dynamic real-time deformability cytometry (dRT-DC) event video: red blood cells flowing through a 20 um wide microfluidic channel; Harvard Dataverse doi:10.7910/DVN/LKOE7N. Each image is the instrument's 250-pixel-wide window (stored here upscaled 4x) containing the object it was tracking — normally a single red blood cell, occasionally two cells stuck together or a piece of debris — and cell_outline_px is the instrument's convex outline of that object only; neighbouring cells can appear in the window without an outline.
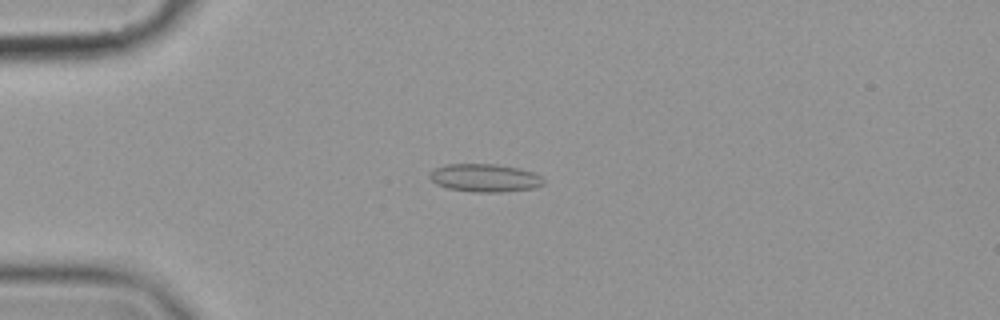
{"species": "common noctule bat (a hibernating species)", "species_latin": "Nyctalus noctula", "temperature_condition": "cold", "stored_images_in_passage": 57, "camera_frame_rate_fps": 3000, "um_per_image_px": 0.085, "animal": {"sex": "female", "body_mass_g": 19.9}, "frame": {"image": 1, "passage_image": 15, "time_ms": 4.667, "image_size_px": [1000, 320], "cell_outline_px": [[544, 184], [532, 188], [500, 192], [476, 192], [448, 188], [436, 184], [428, 176], [436, 168], [444, 164], [496, 164], [516, 168], [532, 172], [540, 176], [544, 180]], "centroid_in_image_um": [41.19, 15.12], "position_along_channel_um": 43.8, "area_um2": 18.32}}
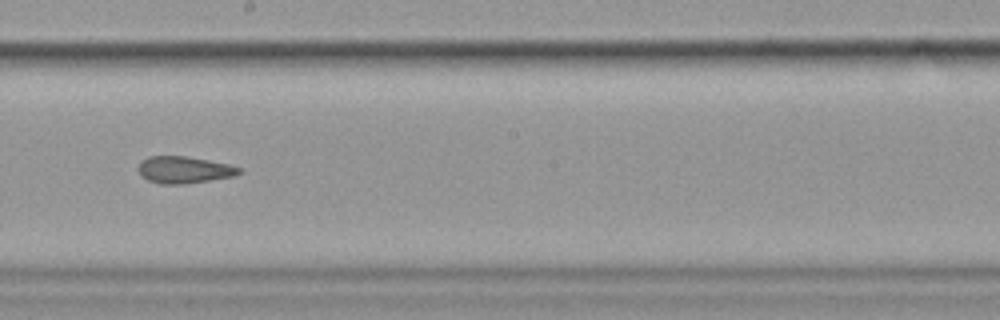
{"frame": {"image": 2, "passage_image": 33, "time_ms": 10.667, "image_size_px": [1000, 320], "cell_outline_px": [[244, 172], [232, 176], [184, 184], [160, 184], [148, 180], [140, 176], [140, 160], [148, 156], [188, 156], [228, 164], [240, 168]], "centroid_in_image_um": [15.63, 14.43], "position_along_channel_um": 232.6, "area_um2": 15.72}}
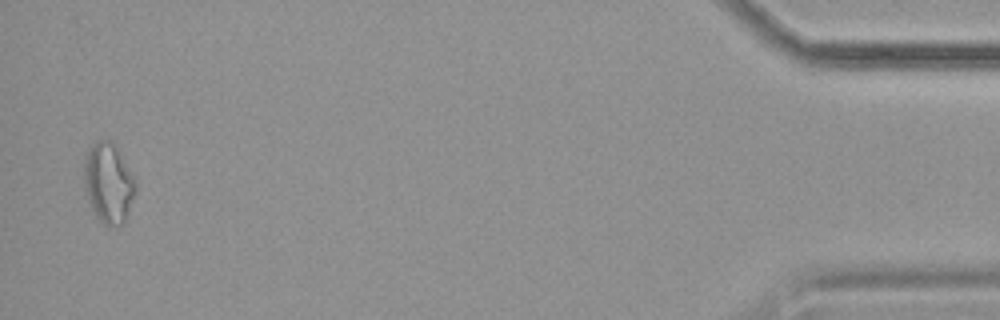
{"frame": {"image": 3, "passage_image": 56, "time_ms": 18.333, "image_size_px": [1000, 320], "cell_outline_px": [[136, 196], [128, 216], [124, 224], [120, 228], [108, 228], [96, 216], [92, 208], [84, 184], [84, 160], [92, 144], [96, 140], [108, 140], [116, 148], [136, 176]], "centroid_in_image_um": [9.28, 15.63], "position_along_channel_um": 425.9, "area_um2": 24.51}, "authors_computed_cell_mechanics": {"area_um2": 17.2822, "velocity_mm_per_s": 3.5643, "shape_relaxation_time_tau1_ms": null, "shape_relaxation_time_tau2_ms": 4.3832, "deformation_change_tau1": null, "deformation_change_tau2": 0.1175}}